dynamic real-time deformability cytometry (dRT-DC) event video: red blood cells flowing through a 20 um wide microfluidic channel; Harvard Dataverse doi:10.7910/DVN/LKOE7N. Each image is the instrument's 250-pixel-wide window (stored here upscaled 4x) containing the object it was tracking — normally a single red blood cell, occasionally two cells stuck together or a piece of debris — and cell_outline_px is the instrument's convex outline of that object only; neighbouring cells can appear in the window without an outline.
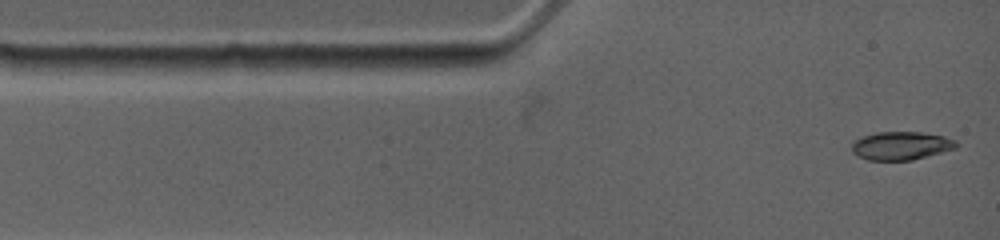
{"species": "common noctule bat (a hibernating species)", "species_latin": "Nyctalus noctula", "temperature_condition": "warm", "stored_images_in_passage": 84, "camera_frame_rate_fps": 4500, "um_per_image_px": 0.085, "animal": {"sex": "female", "body_mass_g": 19.0, "forearm_length_mm": 53.3}, "frame": {"image": 1, "passage_image": 1, "time_ms": 0.0, "image_size_px": [1000, 240], "cell_outline_px": [[960, 144], [956, 148], [912, 160], [868, 160], [852, 152], [852, 140], [876, 132], [920, 132], [944, 136], [956, 140]], "centroid_in_image_um": [76.6, 12.38], "position_along_channel_um": 8.4, "area_um2": 17.22}}
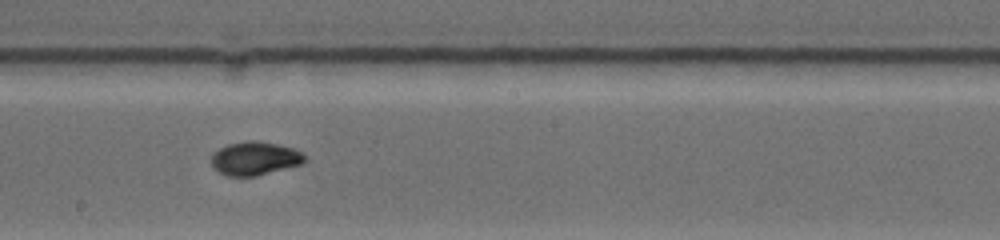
{"frame": {"image": 2, "passage_image": 31, "time_ms": 6.667, "image_size_px": [1000, 240], "cell_outline_px": [[308, 160], [304, 164], [256, 176], [224, 176], [216, 172], [212, 168], [212, 152], [228, 144], [248, 140], [256, 140], [276, 144], [292, 148], [308, 156]], "centroid_in_image_um": [21.66, 13.48], "position_along_channel_um": 226.5, "area_um2": 18.61}}
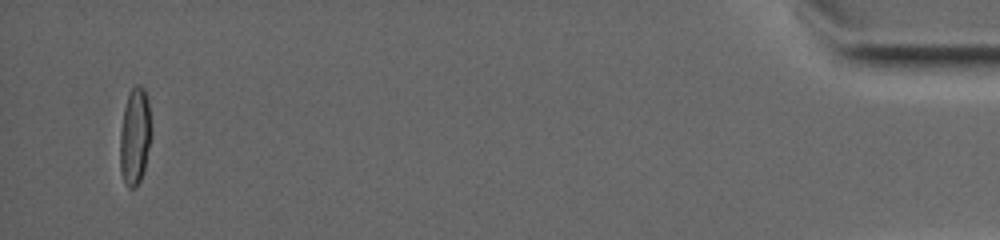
{"frame": {"image": 3, "passage_image": 77, "time_ms": 15.333, "image_size_px": [1000, 240], "cell_outline_px": [[152, 136], [144, 172], [136, 188], [128, 188], [124, 184], [120, 172], [120, 132], [124, 108], [128, 96], [132, 88], [136, 84], [140, 84], [144, 88], [148, 96], [152, 132]], "centroid_in_image_um": [11.48, 11.61], "position_along_channel_um": 423.7, "area_um2": 18.26}, "authors_computed_cell_mechanics": {"area_um2": 17.5712, "velocity_mm_per_s": 3.8282, "shape_relaxation_time_tau1_ms": 6.3157, "shape_relaxation_time_tau2_ms": null, "deformation_change_tau1": 0.2461, "deformation_change_tau2": null}}